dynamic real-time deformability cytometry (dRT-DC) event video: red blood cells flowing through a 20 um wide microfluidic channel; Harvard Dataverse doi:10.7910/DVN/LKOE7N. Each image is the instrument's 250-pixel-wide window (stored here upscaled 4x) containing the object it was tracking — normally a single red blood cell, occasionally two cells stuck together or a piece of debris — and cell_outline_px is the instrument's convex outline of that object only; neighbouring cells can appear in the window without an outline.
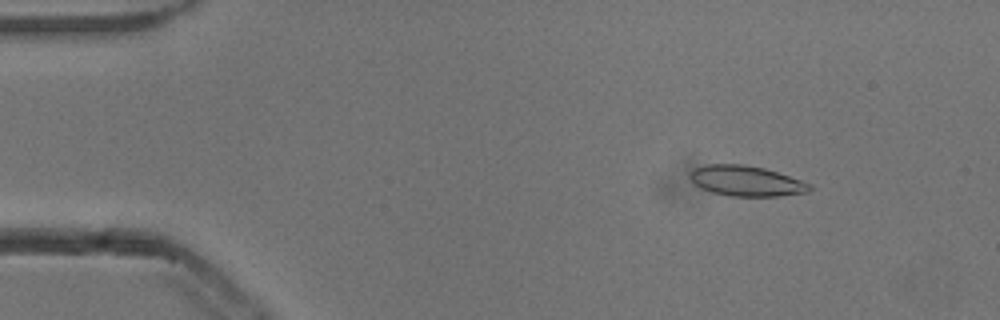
{"species": "common noctule bat (a hibernating species)", "species_latin": "Nyctalus noctula", "temperature_condition": "cold", "stored_images_in_passage": 51, "camera_frame_rate_fps": 3000, "um_per_image_px": 0.085, "animal": {"sex": "male", "body_mass_g": 13.3}, "frame": {"image": 1, "passage_image": 5, "time_ms": 1.333, "image_size_px": [1000, 320], "cell_outline_px": [[812, 188], [808, 192], [780, 196], [732, 196], [712, 192], [700, 188], [688, 176], [696, 168], [708, 164], [744, 164], [764, 168], [812, 184]], "centroid_in_image_um": [63.44, 15.38], "position_along_channel_um": 21.6, "area_um2": 20.98}}
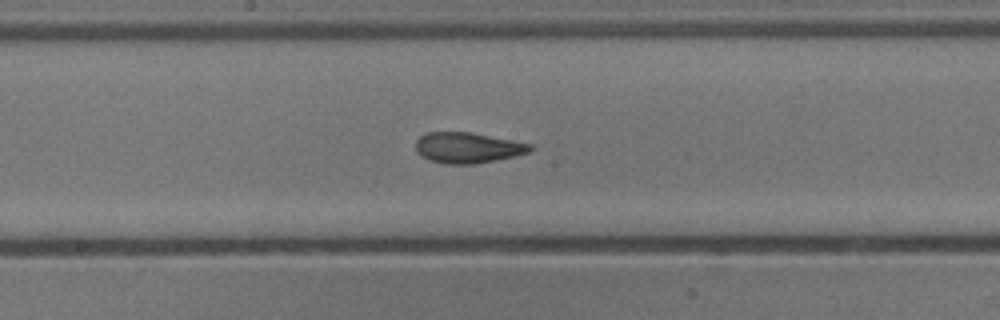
{"frame": {"image": 2, "passage_image": 26, "time_ms": 8.333, "image_size_px": [1000, 320], "cell_outline_px": [[536, 148], [528, 152], [496, 160], [476, 164], [448, 164], [428, 160], [420, 156], [416, 152], [416, 140], [420, 136], [428, 132], [468, 132], [512, 140], [532, 144]], "centroid_in_image_um": [39.73, 12.56], "position_along_channel_um": 208.5, "area_um2": 20.46}}
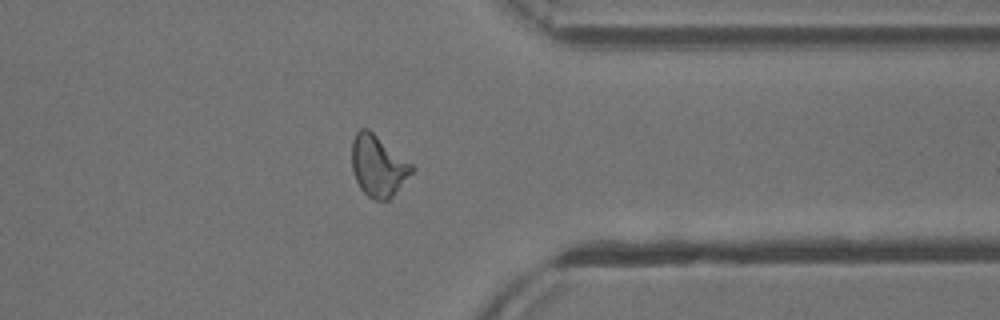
{"frame": {"image": 3, "passage_image": 40, "time_ms": 13.0, "image_size_px": [1000, 320], "cell_outline_px": [[416, 168], [392, 196], [388, 200], [376, 200], [368, 196], [360, 188], [356, 180], [352, 168], [352, 140], [356, 132], [360, 128], [368, 128], [412, 164]], "centroid_in_image_um": [32.13, 14.08], "position_along_channel_um": 379.3, "area_um2": 21.21}, "authors_computed_cell_mechanics": {"area_um2": 20.519, "velocity_mm_per_s": 3.8378, "shape_relaxation_time_tau1_ms": 3.9171, "shape_relaxation_time_tau2_ms": 1.7458, "deformation_change_tau1": 0.1568, "deformation_change_tau2": 0.0948}}